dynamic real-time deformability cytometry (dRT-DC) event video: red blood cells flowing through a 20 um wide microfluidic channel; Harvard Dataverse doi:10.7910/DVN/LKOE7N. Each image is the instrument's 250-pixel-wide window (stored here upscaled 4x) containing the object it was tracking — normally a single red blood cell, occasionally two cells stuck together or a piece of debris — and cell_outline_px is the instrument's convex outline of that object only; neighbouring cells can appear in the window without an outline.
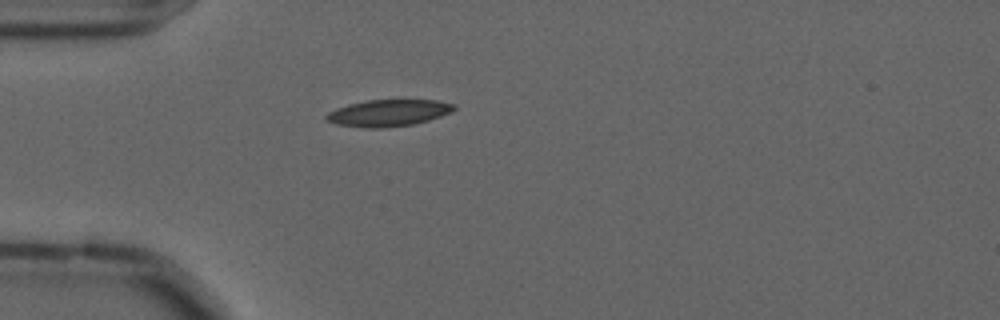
{"species": "common noctule bat (a hibernating species)", "species_latin": "Nyctalus noctula", "temperature_condition": "cold", "stored_images_in_passage": 42, "camera_frame_rate_fps": 3000, "um_per_image_px": 0.085, "animal": {"sex": "male", "forearm_length_mm": 52.5}, "frame": {"image": 1, "passage_image": 1, "time_ms": 0.0, "image_size_px": [1000, 320], "cell_outline_px": [[456, 108], [452, 112], [428, 120], [412, 124], [380, 128], [364, 128], [336, 124], [328, 120], [324, 116], [328, 112], [336, 108], [348, 104], [368, 100], [436, 100], [456, 104]], "centroid_in_image_um": [33.01, 9.59], "position_along_channel_um": 52.0, "area_um2": 19.83}}
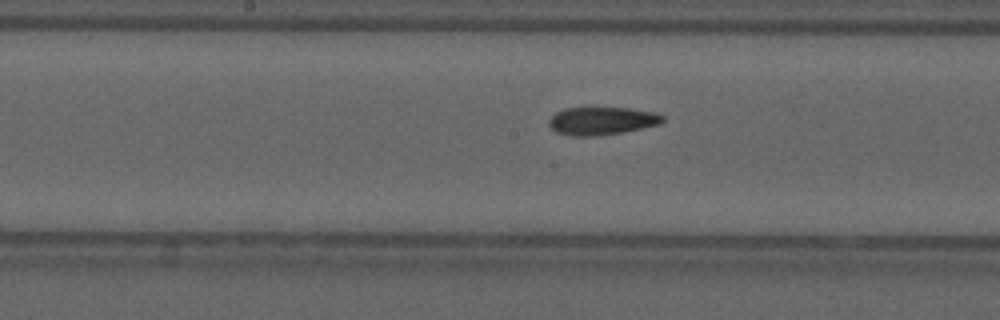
{"frame": {"image": 2, "passage_image": 14, "time_ms": 4.333, "image_size_px": [1000, 320], "cell_outline_px": [[664, 120], [660, 124], [624, 132], [592, 136], [568, 136], [556, 132], [548, 124], [548, 120], [556, 112], [564, 108], [592, 104], [628, 108], [652, 112], [664, 116]], "centroid_in_image_um": [51.1, 10.22], "position_along_channel_um": 197.1, "area_um2": 19.36}}
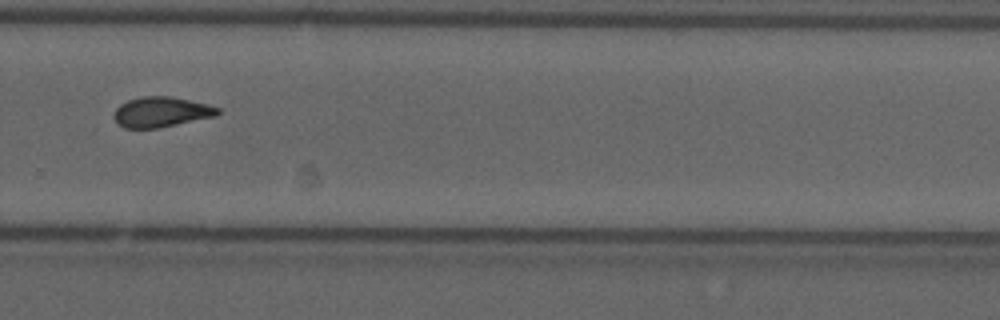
{"frame": {"image": 3, "passage_image": 24, "time_ms": 7.667, "image_size_px": [1000, 320], "cell_outline_px": [[220, 112], [216, 116], [160, 128], [124, 128], [116, 124], [112, 116], [116, 108], [120, 104], [128, 100], [140, 96], [168, 96], [208, 104], [220, 108]], "centroid_in_image_um": [13.67, 9.53], "position_along_channel_um": 316.1, "area_um2": 18.5}, "authors_computed_cell_mechanics": {"area_um2": 18.4671, "velocity_mm_per_s": 3.5896, "shape_relaxation_time_tau1_ms": null, "shape_relaxation_time_tau2_ms": 5.7202, "deformation_change_tau1": null, "deformation_change_tau2": 0.1376}}